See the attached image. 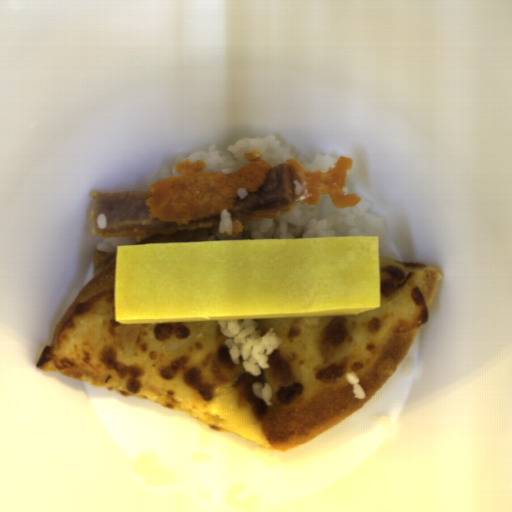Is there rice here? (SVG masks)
<instances>
[{"instance_id":"obj_3","label":"rice","mask_w":512,"mask_h":512,"mask_svg":"<svg viewBox=\"0 0 512 512\" xmlns=\"http://www.w3.org/2000/svg\"><path fill=\"white\" fill-rule=\"evenodd\" d=\"M230 361L241 365L248 375L258 376L270 367V356L279 349L280 338L274 328L264 335L255 319L218 320Z\"/></svg>"},{"instance_id":"obj_1","label":"rice","mask_w":512,"mask_h":512,"mask_svg":"<svg viewBox=\"0 0 512 512\" xmlns=\"http://www.w3.org/2000/svg\"><path fill=\"white\" fill-rule=\"evenodd\" d=\"M372 203L361 200L352 208L337 209L330 194H322L317 206L300 203L285 216L245 222L243 232L234 234L230 212L223 209L218 225L189 230L198 240L285 239L346 236H377L379 257L397 259L391 249L388 225L371 213Z\"/></svg>"},{"instance_id":"obj_6","label":"rice","mask_w":512,"mask_h":512,"mask_svg":"<svg viewBox=\"0 0 512 512\" xmlns=\"http://www.w3.org/2000/svg\"><path fill=\"white\" fill-rule=\"evenodd\" d=\"M347 378L348 382L352 384L354 388V397L358 400L366 399V392L363 390V388L360 385V379L359 377L351 370L344 374Z\"/></svg>"},{"instance_id":"obj_2","label":"rice","mask_w":512,"mask_h":512,"mask_svg":"<svg viewBox=\"0 0 512 512\" xmlns=\"http://www.w3.org/2000/svg\"><path fill=\"white\" fill-rule=\"evenodd\" d=\"M250 151H258L262 160L268 162L272 167L282 164L289 159L298 161L308 171H328L335 166L338 159L332 154L321 153L313 161H303L288 148L279 142L275 136L248 137L239 139L228 146L225 152H220L216 147H209L207 151H198L189 155L174 156L151 178L148 186L170 176H178L174 170L175 165L190 159L191 162L203 160L210 172L233 173L240 171L249 164L245 154Z\"/></svg>"},{"instance_id":"obj_5","label":"rice","mask_w":512,"mask_h":512,"mask_svg":"<svg viewBox=\"0 0 512 512\" xmlns=\"http://www.w3.org/2000/svg\"><path fill=\"white\" fill-rule=\"evenodd\" d=\"M253 393L260 400L264 401L266 406L271 404V399L273 396V389L270 383H265L262 385L261 382H256L252 387Z\"/></svg>"},{"instance_id":"obj_4","label":"rice","mask_w":512,"mask_h":512,"mask_svg":"<svg viewBox=\"0 0 512 512\" xmlns=\"http://www.w3.org/2000/svg\"><path fill=\"white\" fill-rule=\"evenodd\" d=\"M139 241H135L131 237H105L102 242L97 244L96 248L100 252L117 253V245H135Z\"/></svg>"}]
</instances>
